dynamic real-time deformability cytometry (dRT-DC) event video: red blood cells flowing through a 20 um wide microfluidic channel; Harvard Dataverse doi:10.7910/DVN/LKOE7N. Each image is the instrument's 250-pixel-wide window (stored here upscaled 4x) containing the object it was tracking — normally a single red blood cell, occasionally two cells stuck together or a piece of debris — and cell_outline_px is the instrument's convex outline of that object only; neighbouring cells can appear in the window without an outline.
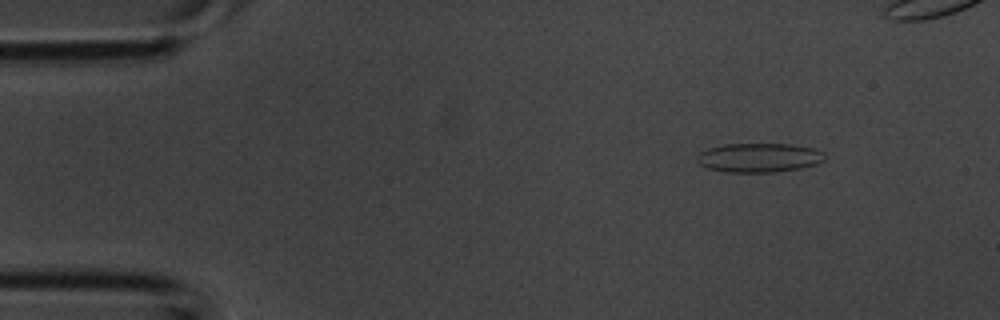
{"species": "common noctule bat (a hibernating species)", "species_latin": "Nyctalus noctula", "temperature_condition": "room temperature", "stored_images_in_passage": 4, "camera_frame_rate_fps": 3000, "um_per_image_px": 0.085, "animal": {"sex": "male", "body_mass_g": 20.1, "forearm_length_mm": 53.5}, "frame": {"image": 1, "passage_image": 1, "time_ms": 0.0, "image_size_px": [1000, 320], "cell_outline_px": [[824, 160], [816, 164], [800, 168], [772, 172], [724, 172], [708, 168], [700, 164], [696, 160], [696, 156], [700, 152], [708, 148], [724, 144], [792, 144], [812, 148], [824, 152]], "centroid_in_image_um": [64.49, 13.4], "position_along_channel_um": 20.5, "area_um2": 21.68}}